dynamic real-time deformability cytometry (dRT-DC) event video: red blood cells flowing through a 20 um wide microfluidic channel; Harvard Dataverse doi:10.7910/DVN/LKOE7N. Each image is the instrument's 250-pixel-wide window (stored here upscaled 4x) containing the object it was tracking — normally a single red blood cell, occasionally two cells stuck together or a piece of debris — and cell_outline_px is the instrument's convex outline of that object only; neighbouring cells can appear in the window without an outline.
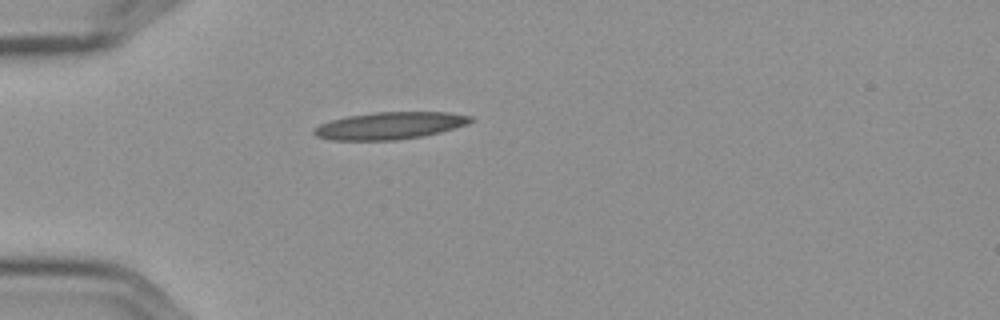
{"species": "Egyptian fruit bat (a non-hibernating species)", "species_latin": "Rousettus aegyptiacus", "temperature_condition": "cold", "stored_images_in_passage": 41, "camera_frame_rate_fps": 3000, "um_per_image_px": 0.085, "frame": {"image": 1, "passage_image": 1, "time_ms": 0.0, "image_size_px": [1000, 320], "cell_outline_px": [[476, 120], [468, 124], [440, 132], [420, 136], [396, 140], [332, 140], [316, 136], [312, 132], [312, 128], [320, 124], [332, 120], [348, 116], [372, 112], [448, 112], [472, 116]], "centroid_in_image_um": [33.14, 10.67], "position_along_channel_um": 51.9, "area_um2": 24.85}}
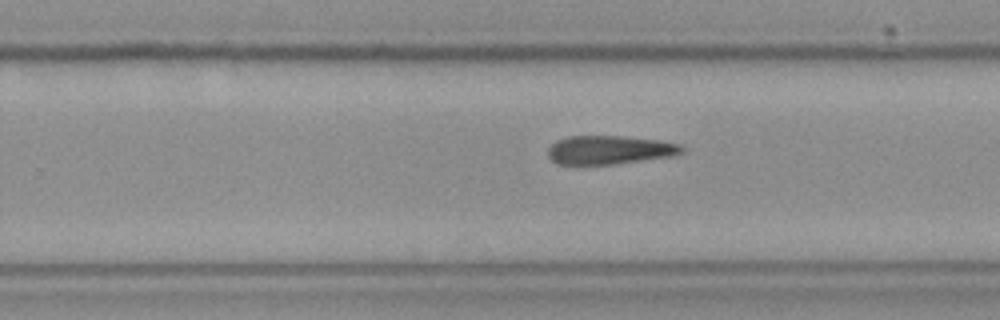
{"frame": {"image": 2, "passage_image": 21, "time_ms": 6.667, "image_size_px": [1000, 320], "cell_outline_px": [[684, 152], [672, 156], [612, 164], [556, 164], [548, 156], [548, 148], [556, 140], [568, 136], [620, 136], [660, 140], [680, 144], [684, 148]], "centroid_in_image_um": [51.8, 12.73], "position_along_channel_um": 278.0, "area_um2": 22.31}}
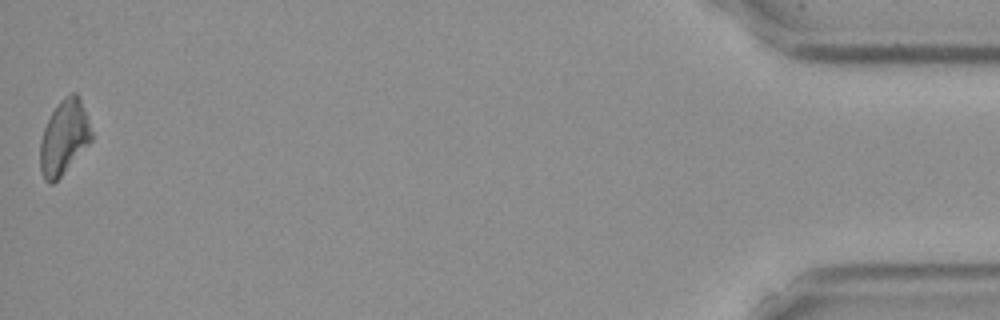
{"frame": {"image": 3, "passage_image": 41, "time_ms": 13.333, "image_size_px": [1000, 320], "cell_outline_px": [[92, 140], [60, 176], [52, 184], [48, 184], [44, 180], [40, 172], [40, 140], [44, 128], [52, 112], [60, 100], [64, 96], [72, 92], [76, 92], [80, 96], [92, 132]], "centroid_in_image_um": [5.43, 11.66], "position_along_channel_um": 429.8, "area_um2": 22.14}}